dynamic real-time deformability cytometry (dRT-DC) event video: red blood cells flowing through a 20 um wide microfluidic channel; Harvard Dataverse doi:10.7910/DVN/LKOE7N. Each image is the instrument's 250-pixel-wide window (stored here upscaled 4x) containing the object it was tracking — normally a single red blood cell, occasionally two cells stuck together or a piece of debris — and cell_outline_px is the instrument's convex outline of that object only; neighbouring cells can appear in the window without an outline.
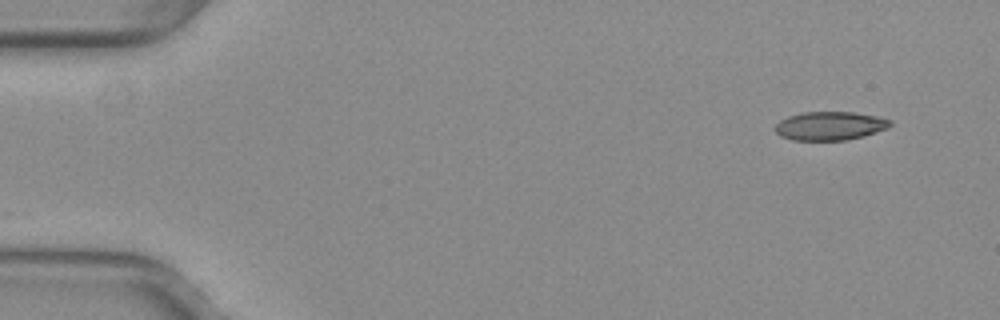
{"species": "common noctule bat (a hibernating species)", "species_latin": "Nyctalus noctula", "temperature_condition": "warm", "stored_images_in_passage": 49, "camera_frame_rate_fps": 3000, "um_per_image_px": 0.085, "animal": {"sex": "female", "body_mass_g": 29.2, "forearm_length_mm": 56.3}, "frame": {"image": 1, "passage_image": 1, "time_ms": 0.0, "image_size_px": [1000, 320], "cell_outline_px": [[892, 124], [888, 128], [864, 136], [848, 140], [792, 140], [780, 136], [776, 132], [776, 124], [780, 120], [788, 116], [800, 112], [852, 112], [876, 116], [892, 120]], "centroid_in_image_um": [70.55, 10.7], "position_along_channel_um": 14.5, "area_um2": 19.25}}
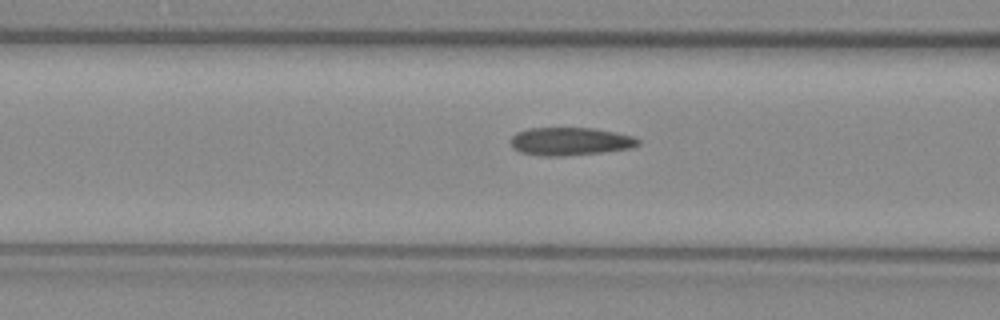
{"frame": {"image": 2, "passage_image": 18, "time_ms": 5.667, "image_size_px": [1000, 320], "cell_outline_px": [[640, 144], [632, 148], [600, 152], [564, 156], [540, 156], [520, 152], [512, 148], [508, 140], [516, 132], [528, 128], [592, 128], [616, 132], [632, 136], [640, 140]], "centroid_in_image_um": [48.42, 12.02], "position_along_channel_um": 118.2, "area_um2": 20.98}}
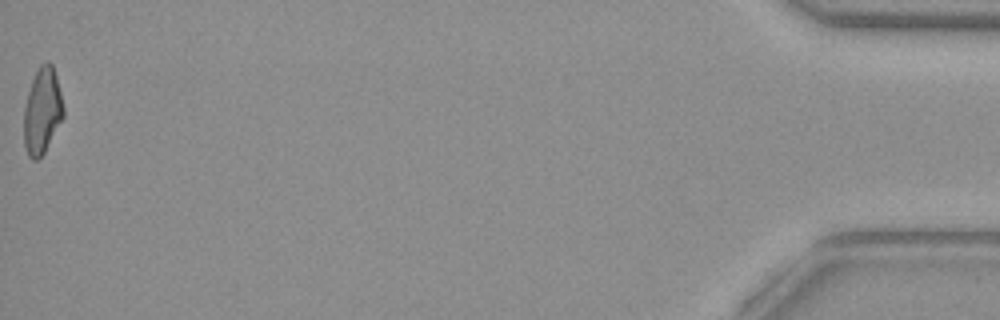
{"frame": {"image": 3, "passage_image": 49, "time_ms": 16.0, "image_size_px": [1000, 320], "cell_outline_px": [[64, 116], [44, 152], [36, 160], [32, 160], [28, 156], [24, 144], [24, 108], [28, 92], [32, 80], [40, 64], [48, 60], [52, 64], [56, 76], [64, 108]], "centroid_in_image_um": [3.59, 9.42], "position_along_channel_um": 431.6, "area_um2": 19.65}, "authors_computed_cell_mechanics": {"area_um2": 20.4034, "velocity_mm_per_s": 4.0343, "shape_relaxation_time_tau1_ms": null, "shape_relaxation_time_tau2_ms": 3.3422, "deformation_change_tau1": null, "deformation_change_tau2": 0.1136}}